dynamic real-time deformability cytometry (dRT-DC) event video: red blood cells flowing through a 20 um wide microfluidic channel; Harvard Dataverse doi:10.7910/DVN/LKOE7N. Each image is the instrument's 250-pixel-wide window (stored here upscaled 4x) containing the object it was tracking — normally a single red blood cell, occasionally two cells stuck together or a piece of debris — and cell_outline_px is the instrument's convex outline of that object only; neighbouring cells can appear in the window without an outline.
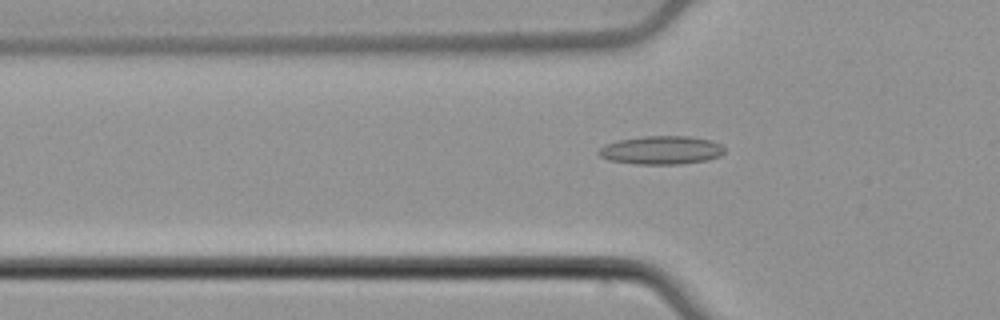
{"species": "common noctule bat (a hibernating species)", "species_latin": "Nyctalus noctula", "temperature_condition": "cold", "stored_images_in_passage": 54, "camera_frame_rate_fps": 3000, "um_per_image_px": 0.085, "animal": {"sex": "male", "body_mass_g": 21.5, "forearm_length_mm": 52.0}, "frame": {"image": 1, "passage_image": 18, "time_ms": 5.667, "image_size_px": [1000, 320], "cell_outline_px": [[724, 152], [720, 156], [708, 160], [680, 164], [636, 164], [608, 160], [600, 156], [596, 152], [604, 144], [616, 140], [644, 136], [688, 136], [712, 140], [720, 144], [724, 148]], "centroid_in_image_um": [56.19, 12.76], "position_along_channel_um": 69.6, "area_um2": 21.04}}
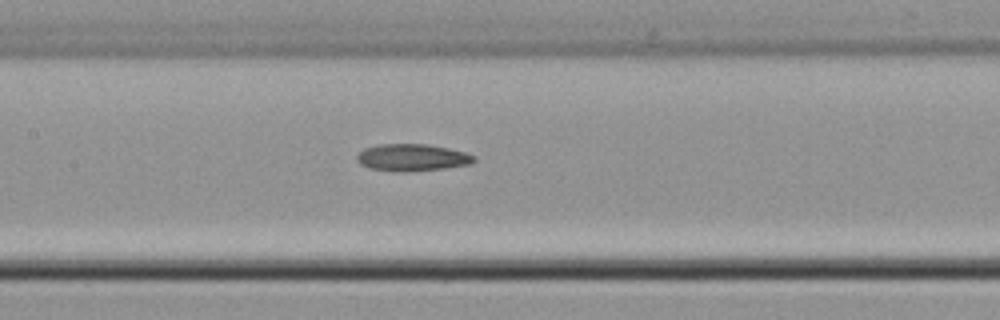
{"frame": {"image": 2, "passage_image": 26, "time_ms": 8.333, "image_size_px": [1000, 320], "cell_outline_px": [[476, 160], [472, 164], [444, 168], [404, 172], [396, 172], [372, 168], [360, 164], [356, 160], [356, 156], [364, 148], [380, 144], [428, 144], [448, 148], [464, 152], [476, 156]], "centroid_in_image_um": [35.05, 13.39], "position_along_channel_um": 172.4, "area_um2": 18.5}}
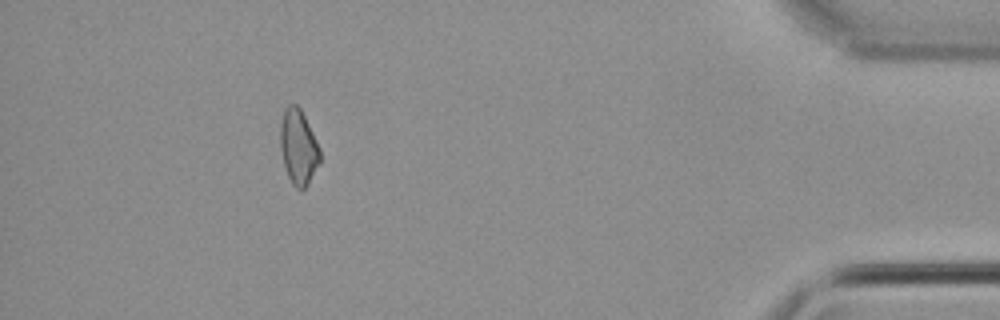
{"frame": {"image": 3, "passage_image": 49, "time_ms": 16.0, "image_size_px": [1000, 320], "cell_outline_px": [[320, 160], [308, 184], [304, 188], [296, 188], [292, 184], [288, 176], [284, 164], [280, 148], [280, 124], [284, 108], [288, 104], [296, 104], [300, 108], [320, 148]], "centroid_in_image_um": [25.34, 12.47], "position_along_channel_um": 409.9, "area_um2": 17.17}, "authors_computed_cell_mechanics": {"area_um2": 18.0914, "velocity_mm_per_s": 3.8607, "shape_relaxation_time_tau1_ms": 7.9647, "shape_relaxation_time_tau2_ms": null, "deformation_change_tau1": 0.1236, "deformation_change_tau2": null}}